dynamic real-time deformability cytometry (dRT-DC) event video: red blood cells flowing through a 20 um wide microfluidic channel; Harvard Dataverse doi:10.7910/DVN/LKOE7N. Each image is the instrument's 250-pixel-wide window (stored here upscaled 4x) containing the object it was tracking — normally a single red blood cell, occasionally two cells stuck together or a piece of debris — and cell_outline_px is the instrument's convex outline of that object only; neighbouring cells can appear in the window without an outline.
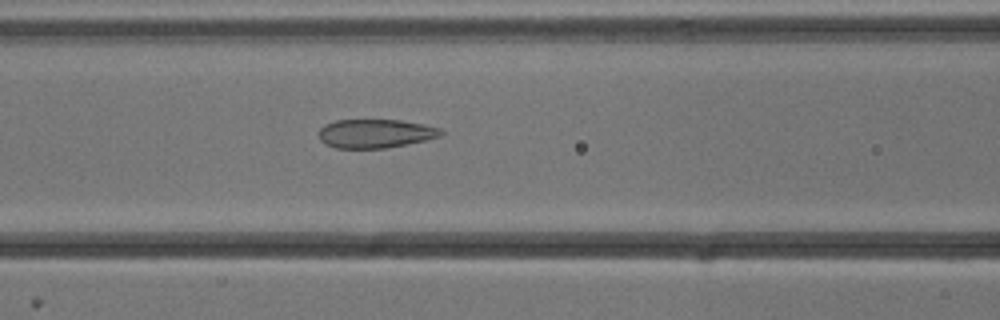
{"species": "common noctule bat (a hibernating species)", "species_latin": "Nyctalus noctula", "temperature_condition": "cold", "stored_images_in_passage": 32, "camera_frame_rate_fps": 3000, "um_per_image_px": 0.085, "animal": {"sex": "male", "body_mass_g": 13.3}, "frame": {"image": 1, "passage_image": 11, "time_ms": 3.333, "image_size_px": [1000, 320], "cell_outline_px": [[444, 132], [440, 136], [424, 140], [384, 148], [336, 148], [324, 144], [320, 140], [320, 128], [324, 124], [336, 120], [400, 120], [424, 124], [440, 128]], "centroid_in_image_um": [31.88, 11.34], "position_along_channel_um": 134.7, "area_um2": 20.35}}
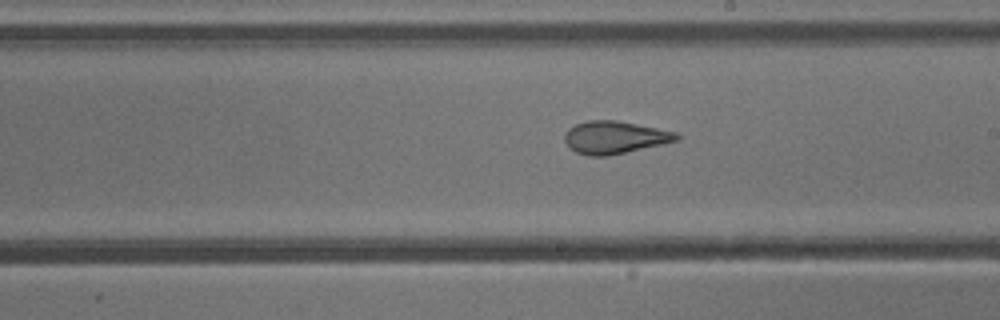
{"frame": {"image": 2, "passage_image": 19, "time_ms": 6.0, "image_size_px": [1000, 320], "cell_outline_px": [[680, 136], [676, 140], [660, 144], [608, 156], [588, 156], [576, 152], [568, 148], [564, 140], [564, 132], [568, 128], [576, 124], [588, 120], [616, 120], [680, 132]], "centroid_in_image_um": [52.2, 11.67], "position_along_channel_um": 236.8, "area_um2": 21.33}}
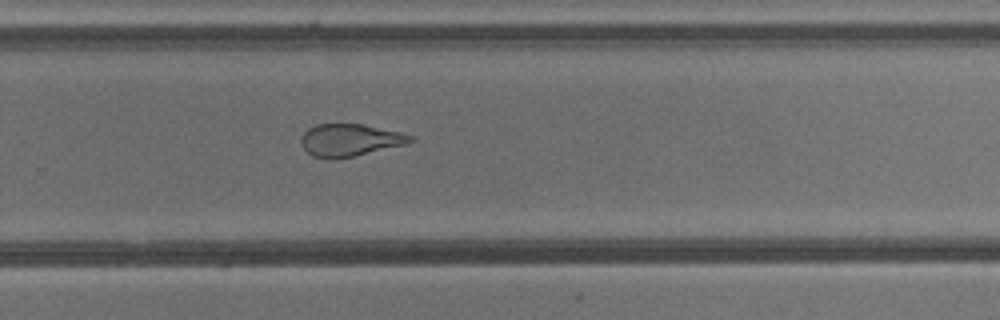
{"frame": {"image": 3, "passage_image": 24, "time_ms": 7.667, "image_size_px": [1000, 320], "cell_outline_px": [[416, 140], [408, 144], [352, 156], [332, 160], [328, 160], [312, 156], [304, 148], [300, 140], [304, 132], [308, 128], [316, 124], [364, 124], [400, 132], [416, 136]], "centroid_in_image_um": [29.77, 11.91], "position_along_channel_um": 300.0, "area_um2": 20.81}}